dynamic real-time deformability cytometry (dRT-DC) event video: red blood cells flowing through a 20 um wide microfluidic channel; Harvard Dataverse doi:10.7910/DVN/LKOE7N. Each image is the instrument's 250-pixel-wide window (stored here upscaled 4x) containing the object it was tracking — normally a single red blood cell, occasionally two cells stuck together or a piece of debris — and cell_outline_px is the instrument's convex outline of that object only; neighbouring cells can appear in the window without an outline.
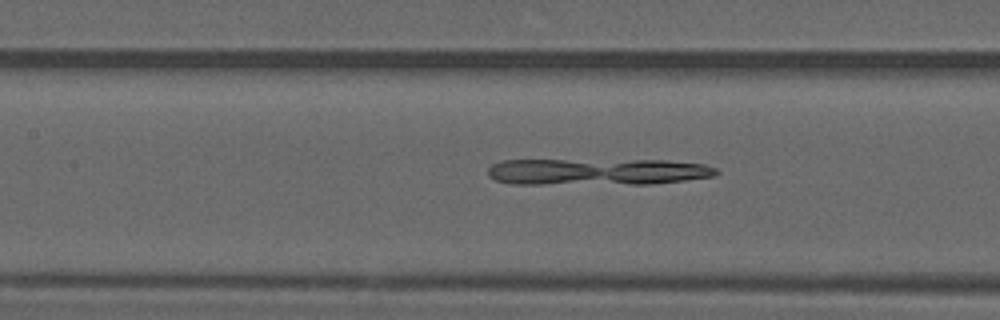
{"species": "common noctule bat (a hibernating species)", "species_latin": "Nyctalus noctula", "temperature_condition": "warm", "stored_images_in_passage": 49, "camera_frame_rate_fps": 3000, "um_per_image_px": 0.085, "animal": {"sex": "male", "forearm_length_mm": 52.5}, "frame": {"image": 1, "passage_image": 22, "time_ms": 7.0, "image_size_px": [1000, 320], "cell_outline_px": [[720, 172], [716, 176], [652, 184], [512, 184], [496, 180], [488, 176], [488, 168], [492, 164], [500, 160], [668, 160], [704, 164], [716, 168]], "centroid_in_image_um": [50.77, 14.6], "position_along_channel_um": 156.6, "area_um2": 35.89}}